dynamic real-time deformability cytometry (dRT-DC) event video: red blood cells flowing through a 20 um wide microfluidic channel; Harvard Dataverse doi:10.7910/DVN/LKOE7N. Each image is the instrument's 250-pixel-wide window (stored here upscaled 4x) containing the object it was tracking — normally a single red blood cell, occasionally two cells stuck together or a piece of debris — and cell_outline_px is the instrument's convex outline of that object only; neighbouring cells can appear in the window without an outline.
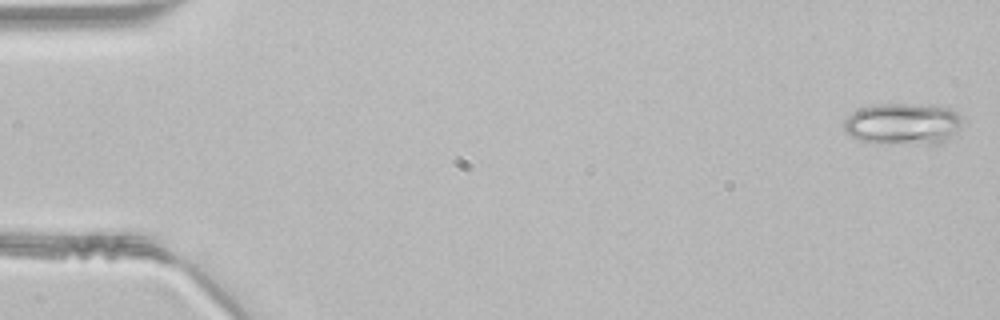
{"species": "common noctule bat (a hibernating species)", "species_latin": "Nyctalus noctula", "temperature_condition": "room temperature", "stored_images_in_passage": 48, "camera_frame_rate_fps": 3000, "um_per_image_px": 0.085, "animal": {"sex": "male", "body_mass_g": 21.5, "forearm_length_mm": 52.0}, "frame": {"image": 1, "passage_image": 1, "time_ms": 0.0, "image_size_px": [1000, 320], "cell_outline_px": [[960, 124], [952, 136], [948, 140], [940, 144], [876, 144], [860, 140], [844, 132], [844, 120], [852, 112], [860, 108], [876, 104], [936, 104], [952, 108], [960, 116]], "centroid_in_image_um": [76.74, 10.53], "position_along_channel_um": 8.3, "area_um2": 29.3}}
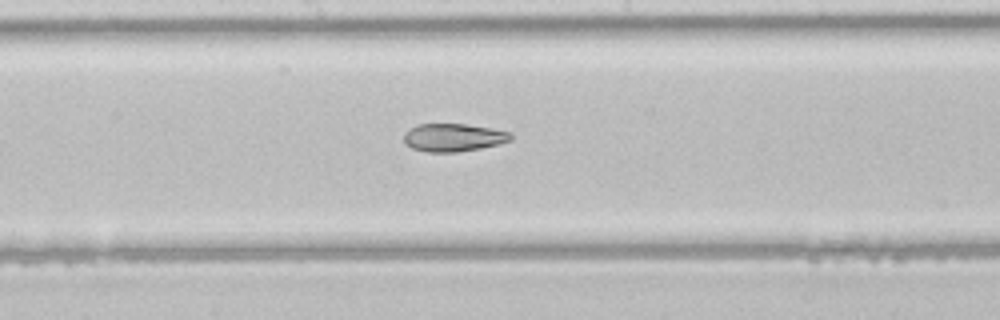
{"frame": {"image": 2, "passage_image": 25, "time_ms": 8.0, "image_size_px": [1000, 320], "cell_outline_px": [[512, 140], [500, 144], [480, 148], [456, 152], [428, 152], [412, 148], [404, 144], [404, 132], [408, 128], [416, 124], [464, 124], [512, 132]], "centroid_in_image_um": [38.51, 11.69], "position_along_channel_um": 209.7, "area_um2": 17.51}}
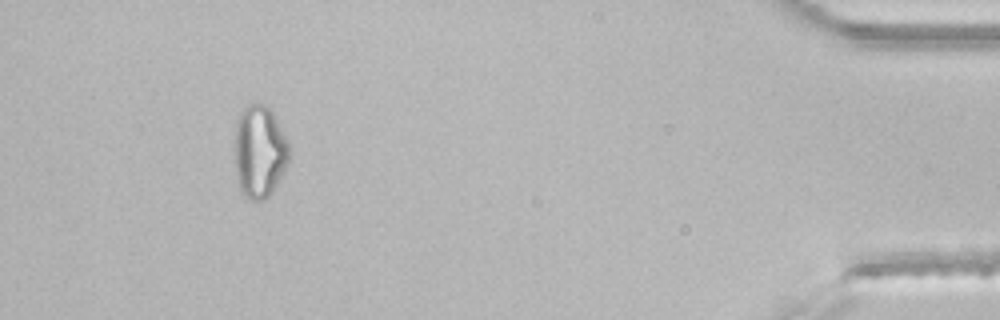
{"frame": {"image": 3, "passage_image": 44, "time_ms": 14.333, "image_size_px": [1000, 320], "cell_outline_px": [[288, 160], [276, 184], [268, 196], [264, 200], [252, 200], [244, 196], [240, 188], [236, 176], [232, 152], [232, 148], [236, 120], [240, 108], [248, 104], [264, 104], [272, 112], [288, 140]], "centroid_in_image_um": [21.97, 12.84], "position_along_channel_um": 413.2, "area_um2": 29.82}}